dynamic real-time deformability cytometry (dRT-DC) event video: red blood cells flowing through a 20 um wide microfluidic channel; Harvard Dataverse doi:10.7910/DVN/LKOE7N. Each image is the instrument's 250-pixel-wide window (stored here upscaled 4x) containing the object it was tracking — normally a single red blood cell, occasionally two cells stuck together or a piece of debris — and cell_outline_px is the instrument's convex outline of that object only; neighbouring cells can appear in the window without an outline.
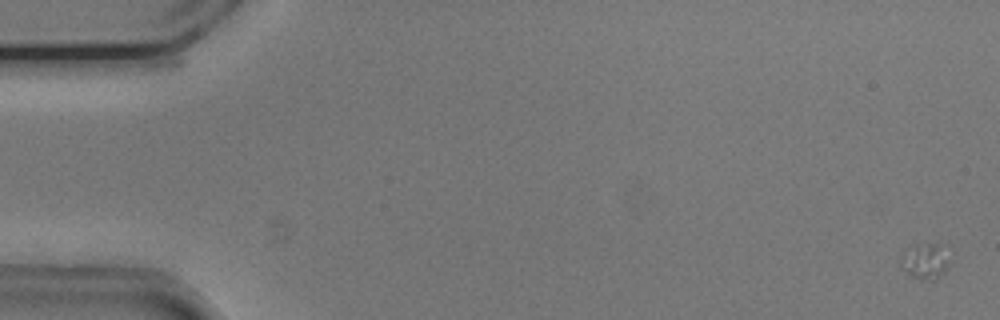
{"species": "common noctule bat (a hibernating species)", "species_latin": "Nyctalus noctula", "temperature_condition": "cold", "stored_images_in_passage": 13, "camera_frame_rate_fps": 3000, "um_per_image_px": 0.085, "animal": {"sex": "male", "body_mass_g": 20.5, "forearm_length_mm": 52.5}, "frame": {"image": 1, "passage_image": 1, "time_ms": 0.0, "image_size_px": [1000, 320], "cell_outline_px": [[948, 264], [944, 272], [936, 280], [920, 280], [912, 276], [900, 264], [900, 256], [904, 252], [916, 244], [940, 240]], "centroid_in_image_um": [78.63, 22.16], "position_along_channel_um": 6.4, "area_um2": 10.17}}